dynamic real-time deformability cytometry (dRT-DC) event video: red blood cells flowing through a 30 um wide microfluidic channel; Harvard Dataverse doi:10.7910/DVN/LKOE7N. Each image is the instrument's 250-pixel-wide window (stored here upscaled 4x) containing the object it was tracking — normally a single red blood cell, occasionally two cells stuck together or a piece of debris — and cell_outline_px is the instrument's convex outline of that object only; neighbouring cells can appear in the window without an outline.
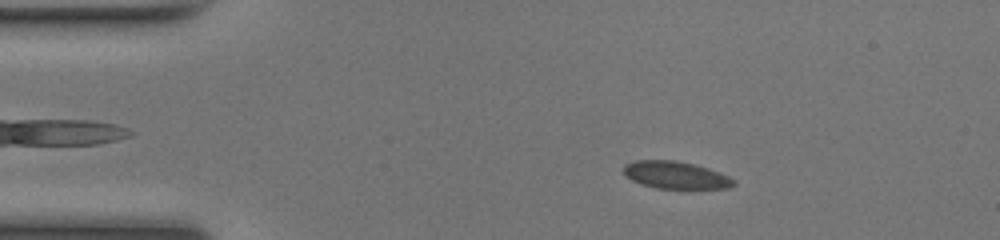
{"species": "common noctule bat (a hibernating species)", "species_latin": "Nyctalus noctula", "temperature_condition": "room temperature", "stored_images_in_passage": 49, "camera_frame_rate_fps": 3000, "um_per_image_px": 0.085, "animal": {"sex": "female", "body_mass_g": 17.0, "forearm_length_mm": 48.0}, "frame": {"image": 1, "passage_image": 8, "time_ms": 2.333, "image_size_px": [1000, 240], "cell_outline_px": [[736, 184], [728, 188], [656, 188], [640, 184], [624, 176], [624, 164], [636, 160], [676, 160], [696, 164], [708, 168], [728, 176], [736, 180]], "centroid_in_image_um": [57.41, 14.87], "position_along_channel_um": 27.6, "area_um2": 17.63}}
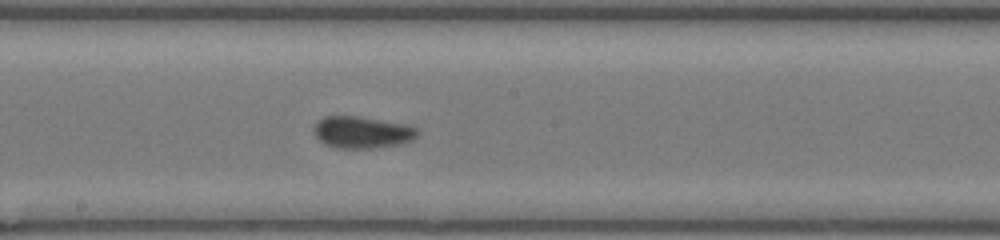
{"frame": {"image": 2, "passage_image": 26, "time_ms": 8.333, "image_size_px": [1000, 240], "cell_outline_px": [[420, 132], [412, 140], [400, 144], [376, 148], [340, 148], [324, 144], [316, 136], [312, 128], [324, 116], [360, 116], [404, 124], [416, 128]], "centroid_in_image_um": [30.78, 11.24], "position_along_channel_um": 217.4, "area_um2": 19.19}}
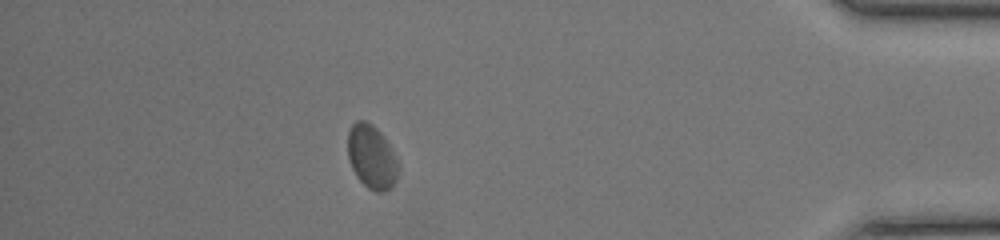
{"frame": {"image": 3, "passage_image": 43, "time_ms": 14.0, "image_size_px": [1000, 240], "cell_outline_px": [[400, 168], [396, 180], [384, 192], [376, 192], [368, 188], [356, 176], [352, 168], [348, 156], [348, 132], [352, 124], [356, 120], [364, 120], [372, 124], [380, 132], [396, 156], [400, 164]], "centroid_in_image_um": [31.6, 13.33], "position_along_channel_um": 403.6, "area_um2": 18.79}, "authors_computed_cell_mechanics": {"area_um2": 18.6694, "velocity_mm_per_s": 4.1747, "shape_relaxation_time_tau1_ms": 4.1255, "shape_relaxation_time_tau2_ms": null, "deformation_change_tau1": 0.0837, "deformation_change_tau2": null}}